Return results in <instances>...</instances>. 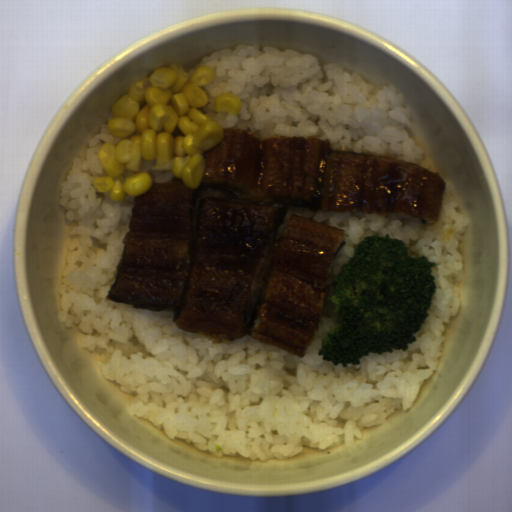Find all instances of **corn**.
Returning <instances> with one entry per match:
<instances>
[{"mask_svg": "<svg viewBox=\"0 0 512 512\" xmlns=\"http://www.w3.org/2000/svg\"><path fill=\"white\" fill-rule=\"evenodd\" d=\"M215 78L209 67L201 65L188 75L174 61L129 85L110 107L109 132L119 141L98 148L105 175L92 177V186L109 192L115 203L147 194L153 177L141 164L156 161L152 170L171 171L187 188L197 189L206 171L203 153L225 138L223 127L199 111L209 100L202 87Z\"/></svg>", "mask_w": 512, "mask_h": 512, "instance_id": "corn-1", "label": "corn"}]
</instances>
